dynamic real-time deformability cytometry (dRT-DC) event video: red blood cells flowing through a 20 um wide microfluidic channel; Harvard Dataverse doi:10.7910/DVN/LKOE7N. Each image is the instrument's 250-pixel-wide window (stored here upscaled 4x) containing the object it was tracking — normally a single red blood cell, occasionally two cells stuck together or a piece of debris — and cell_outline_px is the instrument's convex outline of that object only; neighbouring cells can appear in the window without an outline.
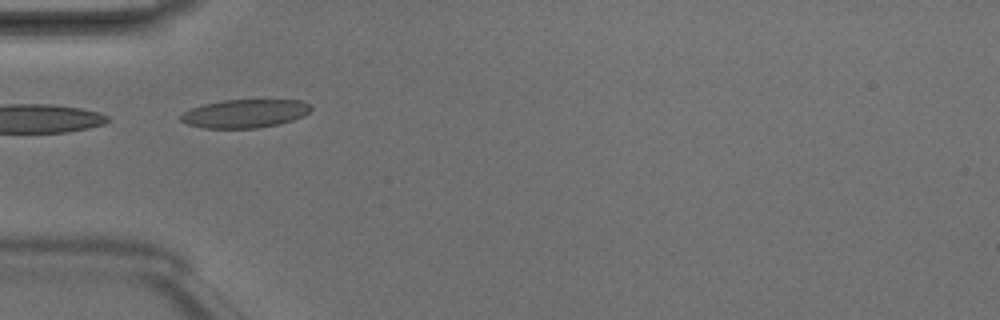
{"species": "Egyptian fruit bat (a non-hibernating species)", "species_latin": "Rousettus aegyptiacus", "temperature_condition": "room temperature", "stored_images_in_passage": 2, "camera_frame_rate_fps": 3000, "um_per_image_px": 0.085, "animal": {"sex": "male"}, "frame": {"image": 1, "passage_image": 1, "time_ms": 0.0, "image_size_px": [1000, 320], "cell_outline_px": [[312, 108], [308, 112], [292, 120], [280, 124], [256, 128], [204, 128], [188, 124], [180, 120], [180, 116], [184, 112], [192, 108], [204, 104], [224, 100], [300, 100], [308, 104]], "centroid_in_image_um": [20.8, 9.65], "position_along_channel_um": 64.2, "area_um2": 21.27}}